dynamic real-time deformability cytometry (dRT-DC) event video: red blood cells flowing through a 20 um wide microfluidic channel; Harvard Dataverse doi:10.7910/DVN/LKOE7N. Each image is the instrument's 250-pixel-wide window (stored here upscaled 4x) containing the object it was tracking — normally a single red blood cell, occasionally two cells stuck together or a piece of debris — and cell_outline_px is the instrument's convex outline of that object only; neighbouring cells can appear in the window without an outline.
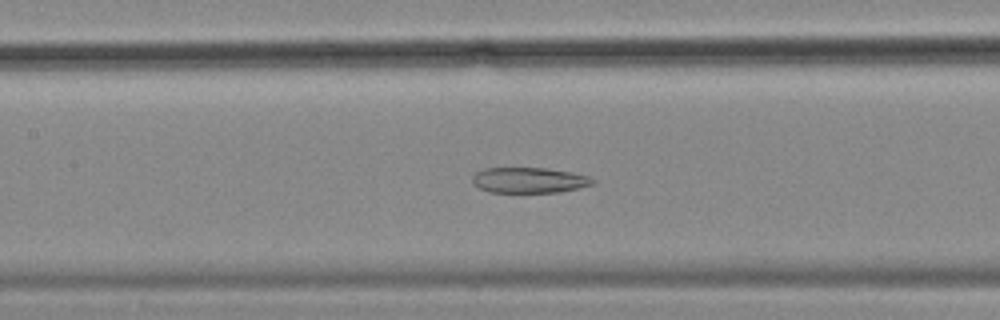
{"species": "common noctule bat (a hibernating species)", "species_latin": "Nyctalus noctula", "temperature_condition": "cold", "stored_images_in_passage": 57, "camera_frame_rate_fps": 3000, "um_per_image_px": 0.085, "animal": {"sex": "female", "body_mass_g": 18.4}, "frame": {"image": 1, "passage_image": 26, "time_ms": 8.333, "image_size_px": [1000, 320], "cell_outline_px": [[596, 184], [560, 192], [488, 192], [472, 184], [472, 176], [476, 172], [484, 168], [548, 168], [572, 172], [588, 176], [596, 180]], "centroid_in_image_um": [44.99, 15.31], "position_along_channel_um": 162.4, "area_um2": 18.09}}
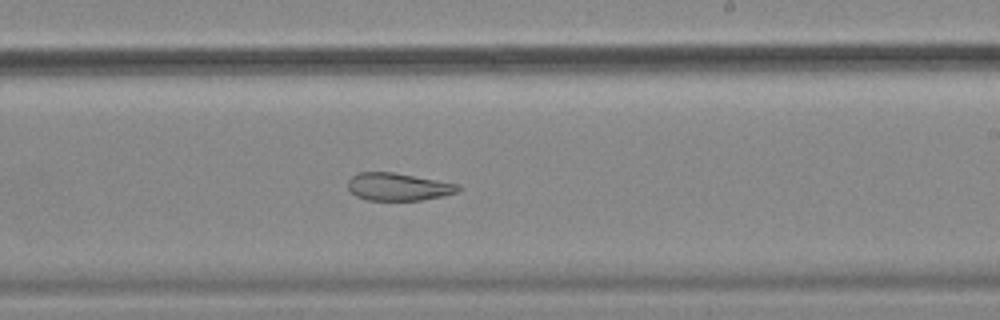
{"frame": {"image": 2, "passage_image": 34, "time_ms": 11.0, "image_size_px": [1000, 320], "cell_outline_px": [[460, 188], [456, 192], [444, 196], [420, 200], [368, 200], [356, 196], [348, 188], [348, 180], [356, 172], [392, 172], [460, 184]], "centroid_in_image_um": [33.84, 15.87], "position_along_channel_um": 255.2, "area_um2": 17.69}}
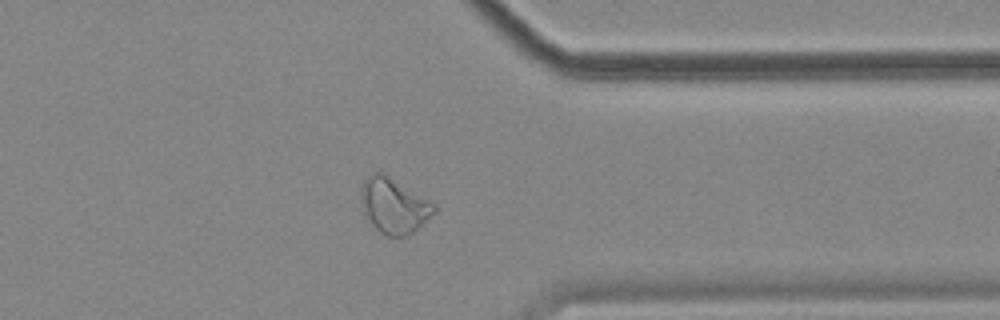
{"frame": {"image": 3, "passage_image": 45, "time_ms": 14.667, "image_size_px": [1000, 320], "cell_outline_px": [[436, 212], [408, 236], [384, 236], [364, 216], [360, 204], [360, 192], [364, 180], [372, 172], [384, 172], [436, 204]], "centroid_in_image_um": [33.46, 17.47], "position_along_channel_um": 377.9, "area_um2": 23.87}, "authors_computed_cell_mechanics": {"area_um2": 25.5476, "velocity_mm_per_s": 3.4913, "shape_relaxation_time_tau1_ms": null, "shape_relaxation_time_tau2_ms": 4.2621, "deformation_change_tau1": null, "deformation_change_tau2": 0.1153}}